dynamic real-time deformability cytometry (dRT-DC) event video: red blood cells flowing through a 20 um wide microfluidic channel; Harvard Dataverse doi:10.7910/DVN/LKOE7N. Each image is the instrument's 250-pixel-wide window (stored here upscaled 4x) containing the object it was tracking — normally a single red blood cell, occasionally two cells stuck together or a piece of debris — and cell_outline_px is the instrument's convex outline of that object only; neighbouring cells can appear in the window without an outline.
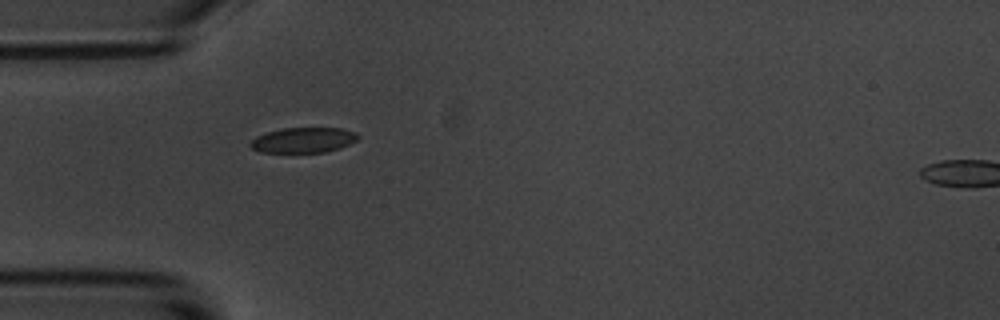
{"species": "common noctule bat (a hibernating species)", "species_latin": "Nyctalus noctula", "temperature_condition": "room temperature", "stored_images_in_passage": 2, "segment_of_instrument_passage": [1, 2], "camera_frame_rate_fps": 3000, "um_per_image_px": 0.085, "animal": {"sex": "male", "body_mass_g": 20.1, "forearm_length_mm": 53.5}, "frame": {"image": 1, "passage_image": 1, "time_ms": 0.0, "image_size_px": [1000, 320], "cell_outline_px": [[360, 136], [356, 140], [348, 144], [324, 152], [260, 152], [252, 148], [248, 144], [256, 136], [280, 128], [340, 128], [356, 132]], "centroid_in_image_um": [25.75, 11.9], "position_along_channel_um": 59.2, "area_um2": 15.66}}